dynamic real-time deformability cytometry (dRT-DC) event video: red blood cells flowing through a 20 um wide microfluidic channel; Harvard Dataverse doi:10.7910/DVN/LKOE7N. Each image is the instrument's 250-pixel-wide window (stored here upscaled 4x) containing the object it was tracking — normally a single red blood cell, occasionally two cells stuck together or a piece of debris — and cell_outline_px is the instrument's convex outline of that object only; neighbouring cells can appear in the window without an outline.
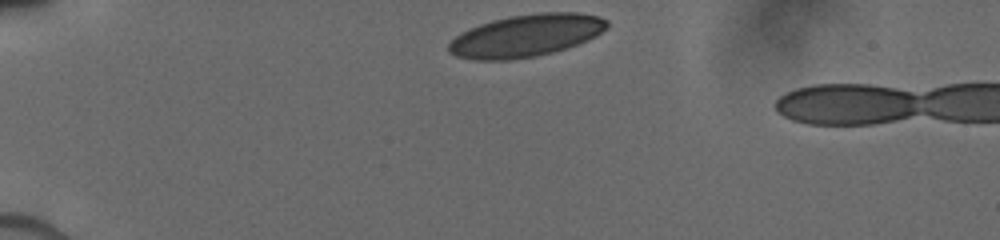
{"species": "human", "species_latin": "Homo sapiens", "temperature_condition": "cold", "stored_images_in_passage": 6, "camera_frame_rate_fps": 3000, "um_per_image_px": 0.085, "donor": {"sex": "male"}, "frame": {"image": 1, "passage_image": 1, "time_ms": 0.0, "image_size_px": [1000, 240], "cell_outline_px": [[608, 28], [596, 36], [588, 40], [552, 52], [536, 56], [508, 60], [476, 60], [456, 56], [448, 52], [448, 44], [460, 32], [468, 28], [492, 20], [508, 16], [540, 12], [576, 12], [600, 16], [608, 20]], "centroid_in_image_um": [44.71, 3.01], "position_along_channel_um": 40.3, "area_um2": 39.19}}
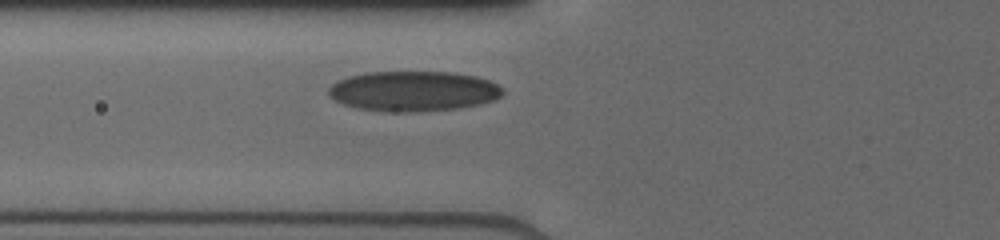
{"frame": {"image": 2, "passage_image": 6, "time_ms": 2.667, "image_size_px": [1000, 240], "cell_outline_px": [[504, 92], [500, 96], [492, 100], [480, 104], [456, 108], [408, 112], [404, 112], [356, 108], [344, 104], [328, 96], [328, 88], [336, 80], [348, 76], [364, 72], [452, 72], [476, 76], [488, 80], [504, 88]], "centroid_in_image_um": [35.11, 7.73], "position_along_channel_um": 90.7, "area_um2": 40.63}}